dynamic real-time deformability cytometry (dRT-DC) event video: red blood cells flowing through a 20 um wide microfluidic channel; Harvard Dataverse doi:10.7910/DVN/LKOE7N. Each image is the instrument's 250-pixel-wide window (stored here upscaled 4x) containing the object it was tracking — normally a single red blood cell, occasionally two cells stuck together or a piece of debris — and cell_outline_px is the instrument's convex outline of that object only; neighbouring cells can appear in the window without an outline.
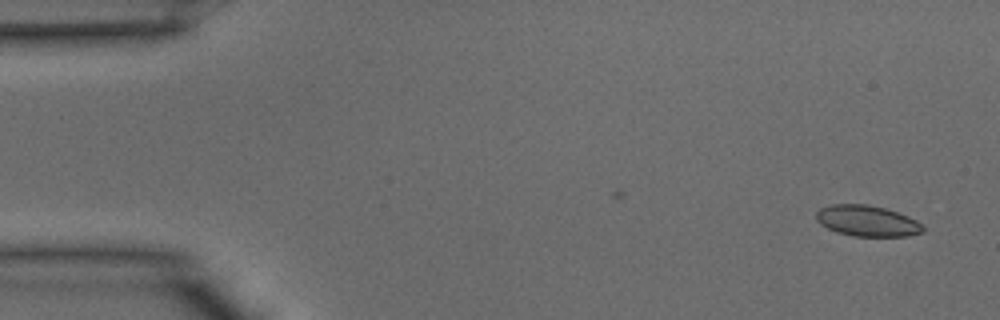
{"species": "common noctule bat (a hibernating species)", "species_latin": "Nyctalus noctula", "temperature_condition": "warm", "stored_images_in_passage": 34, "camera_frame_rate_fps": 3000, "um_per_image_px": 0.085, "animal": {"sex": "male", "body_mass_g": 15.6}, "frame": {"image": 1, "passage_image": 1, "time_ms": 0.0, "image_size_px": [1000, 320], "cell_outline_px": [[924, 232], [908, 236], [852, 236], [836, 232], [820, 224], [816, 220], [816, 212], [820, 208], [832, 204], [868, 204], [884, 208], [908, 216], [916, 220], [924, 228]], "centroid_in_image_um": [73.69, 18.78], "position_along_channel_um": 11.3, "area_um2": 19.25}}
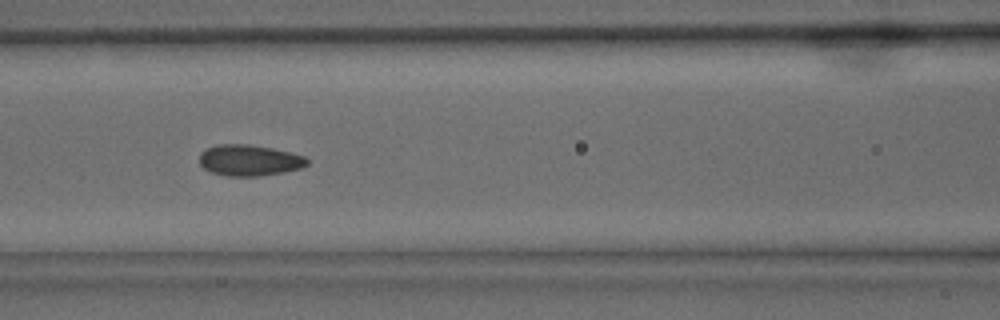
{"frame": {"image": 2, "passage_image": 16, "time_ms": 5.0, "image_size_px": [1000, 320], "cell_outline_px": [[308, 164], [300, 168], [284, 172], [260, 176], [228, 176], [212, 172], [204, 168], [200, 164], [200, 152], [216, 144], [248, 144], [272, 148], [304, 156], [308, 160]], "centroid_in_image_um": [21.18, 13.62], "position_along_channel_um": 145.4, "area_um2": 19.42}}
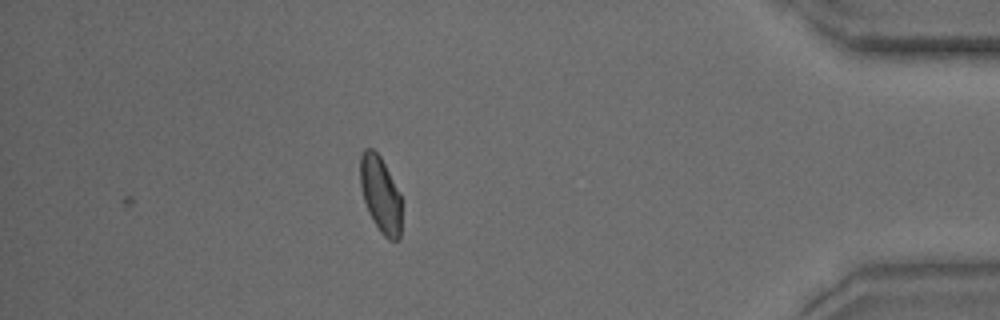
{"frame": {"image": 3, "passage_image": 34, "time_ms": 11.0, "image_size_px": [1000, 320], "cell_outline_px": [[404, 200], [400, 240], [388, 240], [380, 232], [364, 200], [360, 184], [360, 156], [364, 148], [372, 148], [380, 156]], "centroid_in_image_um": [32.4, 16.55], "position_along_channel_um": 402.8, "area_um2": 18.73}}